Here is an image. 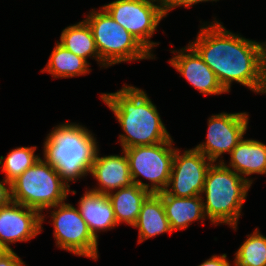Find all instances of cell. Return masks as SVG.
<instances>
[{
  "label": "cell",
  "mask_w": 266,
  "mask_h": 266,
  "mask_svg": "<svg viewBox=\"0 0 266 266\" xmlns=\"http://www.w3.org/2000/svg\"><path fill=\"white\" fill-rule=\"evenodd\" d=\"M191 46L229 92L232 81L254 92L266 89V44L248 40L226 30L219 22L202 27Z\"/></svg>",
  "instance_id": "obj_1"
},
{
  "label": "cell",
  "mask_w": 266,
  "mask_h": 266,
  "mask_svg": "<svg viewBox=\"0 0 266 266\" xmlns=\"http://www.w3.org/2000/svg\"><path fill=\"white\" fill-rule=\"evenodd\" d=\"M101 99L114 112L127 134L119 136L123 149L171 139L156 106L143 90L125 85L115 93L101 94Z\"/></svg>",
  "instance_id": "obj_2"
},
{
  "label": "cell",
  "mask_w": 266,
  "mask_h": 266,
  "mask_svg": "<svg viewBox=\"0 0 266 266\" xmlns=\"http://www.w3.org/2000/svg\"><path fill=\"white\" fill-rule=\"evenodd\" d=\"M97 151L96 139L90 131L77 124L65 123L48 134L44 160L54 166L68 185V181L90 172Z\"/></svg>",
  "instance_id": "obj_3"
},
{
  "label": "cell",
  "mask_w": 266,
  "mask_h": 266,
  "mask_svg": "<svg viewBox=\"0 0 266 266\" xmlns=\"http://www.w3.org/2000/svg\"><path fill=\"white\" fill-rule=\"evenodd\" d=\"M219 162L208 169L202 190L206 195L203 210L212 223H227L235 229L252 180Z\"/></svg>",
  "instance_id": "obj_4"
},
{
  "label": "cell",
  "mask_w": 266,
  "mask_h": 266,
  "mask_svg": "<svg viewBox=\"0 0 266 266\" xmlns=\"http://www.w3.org/2000/svg\"><path fill=\"white\" fill-rule=\"evenodd\" d=\"M59 173L39 158L30 168L11 182L12 201L38 210L63 203L69 193Z\"/></svg>",
  "instance_id": "obj_5"
},
{
  "label": "cell",
  "mask_w": 266,
  "mask_h": 266,
  "mask_svg": "<svg viewBox=\"0 0 266 266\" xmlns=\"http://www.w3.org/2000/svg\"><path fill=\"white\" fill-rule=\"evenodd\" d=\"M90 12V26L103 66L153 56L131 33L118 24L103 8Z\"/></svg>",
  "instance_id": "obj_6"
},
{
  "label": "cell",
  "mask_w": 266,
  "mask_h": 266,
  "mask_svg": "<svg viewBox=\"0 0 266 266\" xmlns=\"http://www.w3.org/2000/svg\"><path fill=\"white\" fill-rule=\"evenodd\" d=\"M172 141L170 139L159 144L123 149L129 160L130 175L134 184L153 194L163 192L168 188L175 154ZM140 175L152 182L151 186L136 179Z\"/></svg>",
  "instance_id": "obj_7"
},
{
  "label": "cell",
  "mask_w": 266,
  "mask_h": 266,
  "mask_svg": "<svg viewBox=\"0 0 266 266\" xmlns=\"http://www.w3.org/2000/svg\"><path fill=\"white\" fill-rule=\"evenodd\" d=\"M159 2L155 5L153 2ZM118 24L131 33L149 52L158 43L150 39L165 17L161 0H116L102 7Z\"/></svg>",
  "instance_id": "obj_8"
},
{
  "label": "cell",
  "mask_w": 266,
  "mask_h": 266,
  "mask_svg": "<svg viewBox=\"0 0 266 266\" xmlns=\"http://www.w3.org/2000/svg\"><path fill=\"white\" fill-rule=\"evenodd\" d=\"M53 207H59L51 213L57 246L79 256L97 259V238L92 235L78 209L64 202Z\"/></svg>",
  "instance_id": "obj_9"
},
{
  "label": "cell",
  "mask_w": 266,
  "mask_h": 266,
  "mask_svg": "<svg viewBox=\"0 0 266 266\" xmlns=\"http://www.w3.org/2000/svg\"><path fill=\"white\" fill-rule=\"evenodd\" d=\"M206 159L208 158L195 148L184 151L182 155L175 149L168 185L172 184V188L165 191L175 197L201 195L208 169L213 163Z\"/></svg>",
  "instance_id": "obj_10"
},
{
  "label": "cell",
  "mask_w": 266,
  "mask_h": 266,
  "mask_svg": "<svg viewBox=\"0 0 266 266\" xmlns=\"http://www.w3.org/2000/svg\"><path fill=\"white\" fill-rule=\"evenodd\" d=\"M208 133L206 143L195 147L207 157L211 162H216L222 153L229 154L233 148L241 141L247 130V113H220L213 115L208 120Z\"/></svg>",
  "instance_id": "obj_11"
},
{
  "label": "cell",
  "mask_w": 266,
  "mask_h": 266,
  "mask_svg": "<svg viewBox=\"0 0 266 266\" xmlns=\"http://www.w3.org/2000/svg\"><path fill=\"white\" fill-rule=\"evenodd\" d=\"M43 221L44 216L38 210L17 202L11 201L8 205L1 207L0 249L12 251L9 242H23L36 237L41 232Z\"/></svg>",
  "instance_id": "obj_12"
},
{
  "label": "cell",
  "mask_w": 266,
  "mask_h": 266,
  "mask_svg": "<svg viewBox=\"0 0 266 266\" xmlns=\"http://www.w3.org/2000/svg\"><path fill=\"white\" fill-rule=\"evenodd\" d=\"M183 50V51H181ZM170 60V64L180 72L187 81L204 95L226 92L219 83L215 73L203 61L198 52L189 44ZM186 50L188 53H186Z\"/></svg>",
  "instance_id": "obj_13"
},
{
  "label": "cell",
  "mask_w": 266,
  "mask_h": 266,
  "mask_svg": "<svg viewBox=\"0 0 266 266\" xmlns=\"http://www.w3.org/2000/svg\"><path fill=\"white\" fill-rule=\"evenodd\" d=\"M90 173L100 184L99 188L92 189V191L101 194H109L114 189L128 187L133 183L126 153L124 156L110 155L99 157L97 151Z\"/></svg>",
  "instance_id": "obj_14"
},
{
  "label": "cell",
  "mask_w": 266,
  "mask_h": 266,
  "mask_svg": "<svg viewBox=\"0 0 266 266\" xmlns=\"http://www.w3.org/2000/svg\"><path fill=\"white\" fill-rule=\"evenodd\" d=\"M78 211L95 238L98 237L97 231L111 229L117 225L107 194L86 191L79 201Z\"/></svg>",
  "instance_id": "obj_15"
},
{
  "label": "cell",
  "mask_w": 266,
  "mask_h": 266,
  "mask_svg": "<svg viewBox=\"0 0 266 266\" xmlns=\"http://www.w3.org/2000/svg\"><path fill=\"white\" fill-rule=\"evenodd\" d=\"M162 198L171 230L186 229L192 221L205 219L203 199L199 196L175 197L166 191L157 193Z\"/></svg>",
  "instance_id": "obj_16"
},
{
  "label": "cell",
  "mask_w": 266,
  "mask_h": 266,
  "mask_svg": "<svg viewBox=\"0 0 266 266\" xmlns=\"http://www.w3.org/2000/svg\"><path fill=\"white\" fill-rule=\"evenodd\" d=\"M151 194L150 191L132 183L128 187L120 188L116 193L107 194L114 210L117 224L125 222L134 226L141 211L142 203Z\"/></svg>",
  "instance_id": "obj_17"
},
{
  "label": "cell",
  "mask_w": 266,
  "mask_h": 266,
  "mask_svg": "<svg viewBox=\"0 0 266 266\" xmlns=\"http://www.w3.org/2000/svg\"><path fill=\"white\" fill-rule=\"evenodd\" d=\"M133 227L139 228L138 243L165 232H172L165 214L162 198L151 193L142 203L137 222Z\"/></svg>",
  "instance_id": "obj_18"
},
{
  "label": "cell",
  "mask_w": 266,
  "mask_h": 266,
  "mask_svg": "<svg viewBox=\"0 0 266 266\" xmlns=\"http://www.w3.org/2000/svg\"><path fill=\"white\" fill-rule=\"evenodd\" d=\"M230 155V166L237 174H266V145L262 142L242 138Z\"/></svg>",
  "instance_id": "obj_19"
},
{
  "label": "cell",
  "mask_w": 266,
  "mask_h": 266,
  "mask_svg": "<svg viewBox=\"0 0 266 266\" xmlns=\"http://www.w3.org/2000/svg\"><path fill=\"white\" fill-rule=\"evenodd\" d=\"M60 40L62 46L86 61L87 57L94 56L98 62H103L99 57L92 30L85 20L66 27Z\"/></svg>",
  "instance_id": "obj_20"
},
{
  "label": "cell",
  "mask_w": 266,
  "mask_h": 266,
  "mask_svg": "<svg viewBox=\"0 0 266 266\" xmlns=\"http://www.w3.org/2000/svg\"><path fill=\"white\" fill-rule=\"evenodd\" d=\"M88 62L80 56L72 53L59 42L55 45L48 60L46 69L55 78H68L89 73Z\"/></svg>",
  "instance_id": "obj_21"
},
{
  "label": "cell",
  "mask_w": 266,
  "mask_h": 266,
  "mask_svg": "<svg viewBox=\"0 0 266 266\" xmlns=\"http://www.w3.org/2000/svg\"><path fill=\"white\" fill-rule=\"evenodd\" d=\"M247 236L235 254V266H266V237L257 229Z\"/></svg>",
  "instance_id": "obj_22"
},
{
  "label": "cell",
  "mask_w": 266,
  "mask_h": 266,
  "mask_svg": "<svg viewBox=\"0 0 266 266\" xmlns=\"http://www.w3.org/2000/svg\"><path fill=\"white\" fill-rule=\"evenodd\" d=\"M35 147H19L13 149L5 158L4 164L2 161L4 157H0V165L5 172L6 178L3 181L5 184H11L13 180L19 177L25 170L30 168L40 157L34 155Z\"/></svg>",
  "instance_id": "obj_23"
},
{
  "label": "cell",
  "mask_w": 266,
  "mask_h": 266,
  "mask_svg": "<svg viewBox=\"0 0 266 266\" xmlns=\"http://www.w3.org/2000/svg\"><path fill=\"white\" fill-rule=\"evenodd\" d=\"M202 1H216V0H161V5H162L163 13L166 16L167 13L172 8H175L181 5L187 8L193 4H197L198 2H202Z\"/></svg>",
  "instance_id": "obj_24"
},
{
  "label": "cell",
  "mask_w": 266,
  "mask_h": 266,
  "mask_svg": "<svg viewBox=\"0 0 266 266\" xmlns=\"http://www.w3.org/2000/svg\"><path fill=\"white\" fill-rule=\"evenodd\" d=\"M24 262L12 251L0 252V266H24Z\"/></svg>",
  "instance_id": "obj_25"
},
{
  "label": "cell",
  "mask_w": 266,
  "mask_h": 266,
  "mask_svg": "<svg viewBox=\"0 0 266 266\" xmlns=\"http://www.w3.org/2000/svg\"><path fill=\"white\" fill-rule=\"evenodd\" d=\"M12 201L11 184H8V188L0 181V208L8 205Z\"/></svg>",
  "instance_id": "obj_26"
},
{
  "label": "cell",
  "mask_w": 266,
  "mask_h": 266,
  "mask_svg": "<svg viewBox=\"0 0 266 266\" xmlns=\"http://www.w3.org/2000/svg\"><path fill=\"white\" fill-rule=\"evenodd\" d=\"M226 254L220 256H212L199 266H230L229 262L226 259Z\"/></svg>",
  "instance_id": "obj_27"
}]
</instances>
